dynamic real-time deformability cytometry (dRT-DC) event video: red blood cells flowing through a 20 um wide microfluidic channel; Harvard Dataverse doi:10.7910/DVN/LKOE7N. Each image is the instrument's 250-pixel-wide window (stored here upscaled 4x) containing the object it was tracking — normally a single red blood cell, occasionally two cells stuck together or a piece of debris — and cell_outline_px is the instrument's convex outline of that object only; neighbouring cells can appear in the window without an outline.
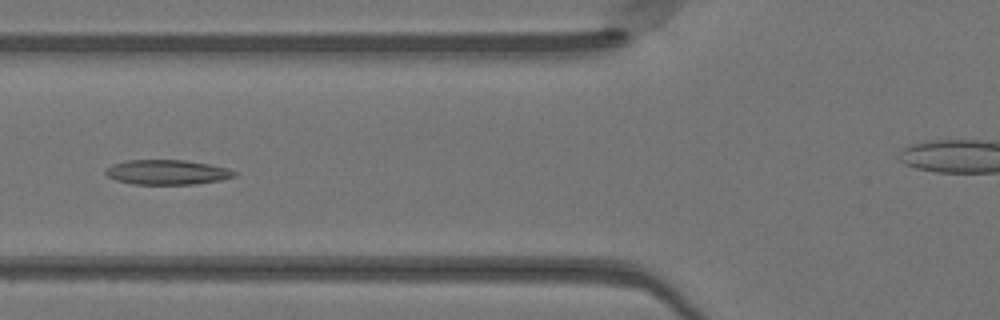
{"species": "Egyptian fruit bat (a non-hibernating species)", "species_latin": "Rousettus aegyptiacus", "temperature_condition": "warm", "stored_images_in_passage": 50, "camera_frame_rate_fps": 3000, "um_per_image_px": 0.085, "animal": {"sex": "female"}, "frame": {"image": 1, "passage_image": 19, "time_ms": 6.0, "image_size_px": [1000, 320], "cell_outline_px": [[240, 172], [236, 176], [220, 180], [196, 184], [132, 184], [116, 180], [108, 176], [104, 172], [112, 164], [128, 160], [184, 160], [208, 164], [228, 168]], "centroid_in_image_um": [14.24, 14.64], "position_along_channel_um": 111.6, "area_um2": 18.61}}
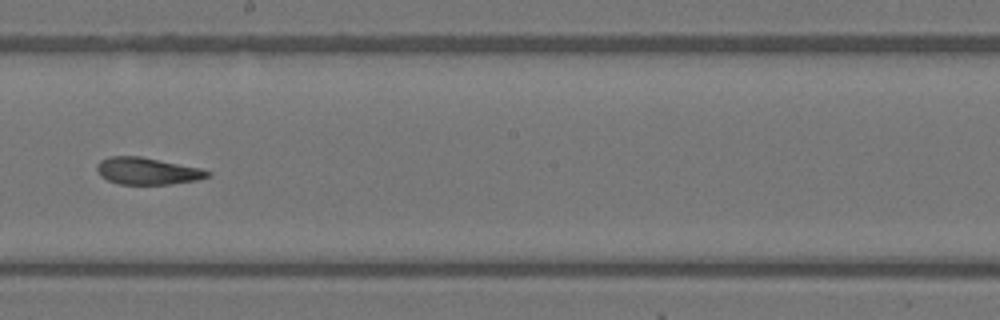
{"frame": {"image": 2, "passage_image": 28, "time_ms": 9.0, "image_size_px": [1000, 320], "cell_outline_px": [[212, 172], [208, 176], [196, 180], [168, 184], [120, 184], [108, 180], [100, 176], [96, 168], [96, 164], [100, 160], [108, 156], [140, 156], [200, 168]], "centroid_in_image_um": [12.47, 14.53], "position_along_channel_um": 235.7, "area_um2": 17.28}}
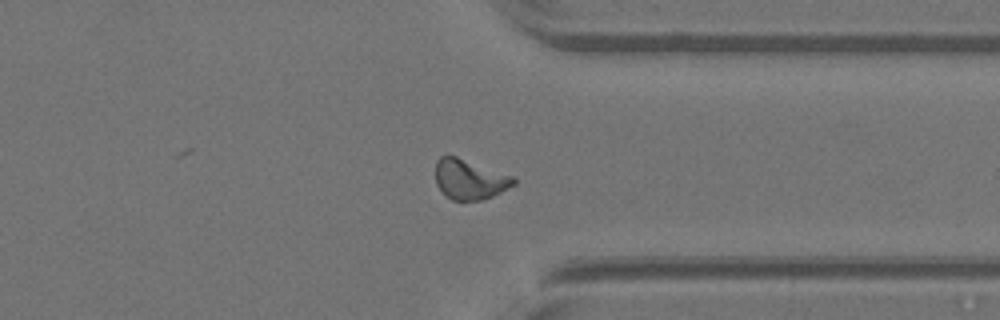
{"frame": {"image": 3, "passage_image": 38, "time_ms": 12.333, "image_size_px": [1000, 320], "cell_outline_px": [[516, 184], [484, 200], [452, 200], [436, 184], [436, 160], [440, 156], [456, 156], [512, 176], [516, 180]], "centroid_in_image_um": [39.92, 15.24], "position_along_channel_um": 371.5, "area_um2": 17.92}, "authors_computed_cell_mechanics": {"area_um2": 18.0625, "velocity_mm_per_s": 4.1367, "shape_relaxation_time_tau1_ms": null, "shape_relaxation_time_tau2_ms": 3.1581, "deformation_change_tau1": null, "deformation_change_tau2": 0.1127}}